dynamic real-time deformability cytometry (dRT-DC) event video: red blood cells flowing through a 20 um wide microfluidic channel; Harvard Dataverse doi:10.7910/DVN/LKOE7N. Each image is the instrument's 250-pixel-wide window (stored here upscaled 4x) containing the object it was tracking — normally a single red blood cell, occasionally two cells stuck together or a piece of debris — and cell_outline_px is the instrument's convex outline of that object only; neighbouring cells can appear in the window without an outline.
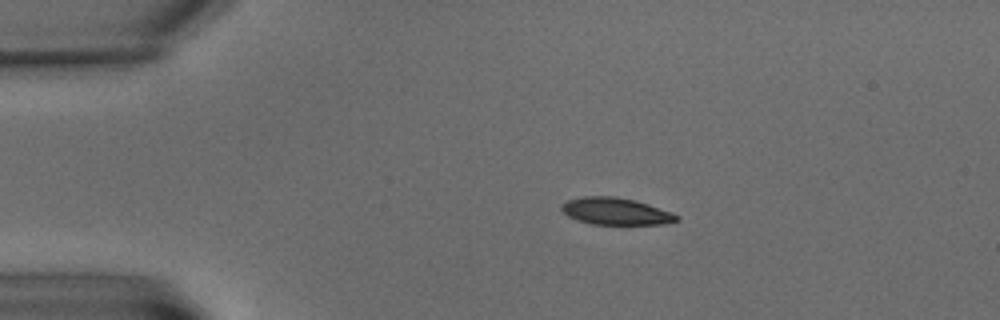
{"species": "common noctule bat (a hibernating species)", "species_latin": "Nyctalus noctula", "temperature_condition": "warm", "stored_images_in_passage": 8, "camera_frame_rate_fps": 3000, "um_per_image_px": 0.085, "animal": {"sex": "male", "body_mass_g": 15.6}, "frame": {"image": 1, "passage_image": 5, "time_ms": 8.667, "image_size_px": [1000, 320], "cell_outline_px": [[680, 220], [664, 224], [592, 224], [576, 220], [568, 216], [560, 208], [560, 204], [568, 200], [584, 196], [616, 196], [636, 200], [672, 212], [680, 216]], "centroid_in_image_um": [52.34, 17.95], "position_along_channel_um": 32.7, "area_um2": 18.26}}